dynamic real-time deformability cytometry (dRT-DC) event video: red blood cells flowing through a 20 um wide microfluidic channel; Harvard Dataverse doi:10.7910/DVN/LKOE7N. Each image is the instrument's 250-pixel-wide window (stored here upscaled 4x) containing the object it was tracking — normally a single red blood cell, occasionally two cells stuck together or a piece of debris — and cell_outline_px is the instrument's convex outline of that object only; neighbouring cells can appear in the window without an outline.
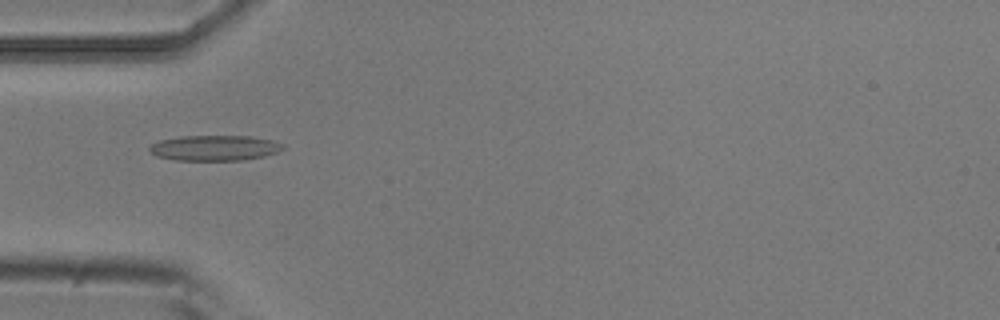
{"species": "common noctule bat (a hibernating species)", "species_latin": "Nyctalus noctula", "temperature_condition": "room temperature", "stored_images_in_passage": 7, "camera_frame_rate_fps": 3000, "um_per_image_px": 0.085, "animal": {"sex": "male", "body_mass_g": 20.5, "forearm_length_mm": 52.5}, "frame": {"image": 1, "passage_image": 5, "time_ms": 1.333, "image_size_px": [1000, 320], "cell_outline_px": [[284, 148], [276, 152], [264, 156], [244, 160], [172, 160], [156, 156], [148, 148], [152, 144], [160, 140], [180, 136], [252, 136], [272, 140], [284, 144]], "centroid_in_image_um": [18.24, 12.57], "position_along_channel_um": 66.8, "area_um2": 19.77}}
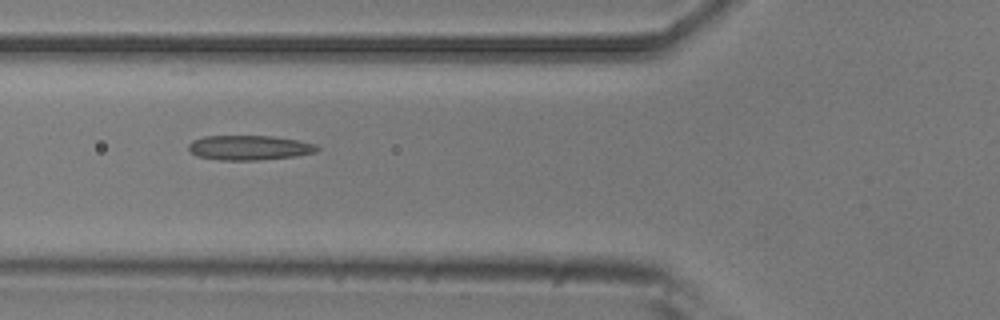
{"frame": {"image": 2, "passage_image": 6, "time_ms": 1.667, "image_size_px": [1000, 320], "cell_outline_px": [[320, 148], [316, 152], [296, 156], [256, 160], [220, 160], [196, 156], [188, 148], [188, 144], [192, 140], [204, 136], [272, 136], [296, 140], [316, 144]], "centroid_in_image_um": [21.18, 12.55], "position_along_channel_um": 104.6, "area_um2": 18.5}}
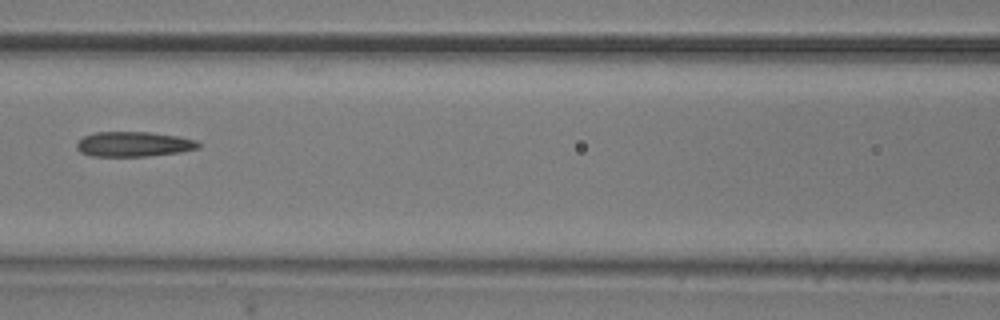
{"frame": {"image": 3, "passage_image": 7, "time_ms": 2.0, "image_size_px": [1000, 320], "cell_outline_px": [[200, 148], [180, 152], [148, 156], [92, 156], [80, 152], [76, 148], [76, 144], [84, 136], [96, 132], [152, 132], [180, 136], [196, 140], [200, 144]], "centroid_in_image_um": [11.39, 12.25], "position_along_channel_um": 155.2, "area_um2": 17.8}}